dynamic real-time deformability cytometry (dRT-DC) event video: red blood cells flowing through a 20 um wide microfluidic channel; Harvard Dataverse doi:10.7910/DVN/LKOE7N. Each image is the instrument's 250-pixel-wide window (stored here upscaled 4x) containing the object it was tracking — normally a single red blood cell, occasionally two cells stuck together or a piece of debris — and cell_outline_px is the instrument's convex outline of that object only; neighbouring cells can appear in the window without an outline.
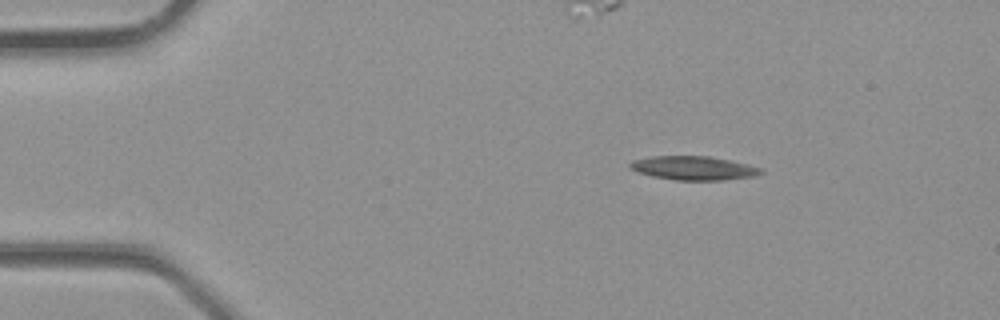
{"species": "common noctule bat (a hibernating species)", "species_latin": "Nyctalus noctula", "temperature_condition": "room temperature", "stored_images_in_passage": 3, "camera_frame_rate_fps": 3000, "um_per_image_px": 0.085, "animal": {"sex": "male", "body_mass_g": 23.1, "forearm_length_mm": 52.7}, "frame": {"image": 1, "passage_image": 1, "time_ms": 0.0, "image_size_px": [1000, 320], "cell_outline_px": [[764, 172], [756, 176], [724, 180], [676, 180], [652, 176], [628, 168], [628, 164], [632, 160], [652, 156], [708, 156], [748, 164], [764, 168]], "centroid_in_image_um": [58.98, 14.29], "position_along_channel_um": 26.0, "area_um2": 18.26}}